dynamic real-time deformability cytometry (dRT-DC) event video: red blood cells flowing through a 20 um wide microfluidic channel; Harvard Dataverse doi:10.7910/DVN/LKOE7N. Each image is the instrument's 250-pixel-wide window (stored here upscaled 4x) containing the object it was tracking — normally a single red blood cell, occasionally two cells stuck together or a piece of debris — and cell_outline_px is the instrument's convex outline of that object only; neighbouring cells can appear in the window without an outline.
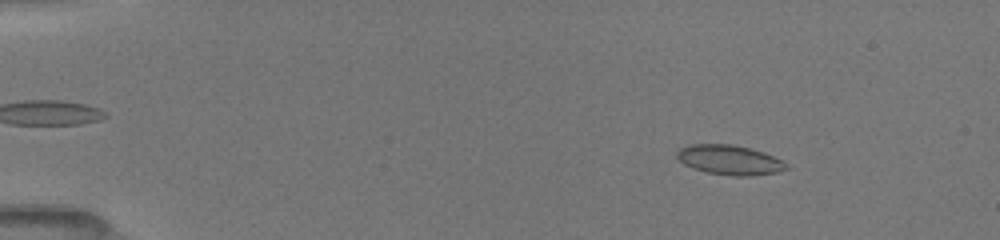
{"species": "common noctule bat (a hibernating species)", "species_latin": "Nyctalus noctula", "temperature_condition": "room temperature", "stored_images_in_passage": 65, "camera_frame_rate_fps": 3000, "um_per_image_px": 0.085, "animal": {"sex": "female", "body_mass_g": 19.5, "forearm_length_mm": 54.1}, "frame": {"image": 1, "passage_image": 12, "time_ms": 2.333, "image_size_px": [1000, 240], "cell_outline_px": [[788, 168], [776, 172], [752, 176], [732, 176], [708, 172], [692, 168], [684, 164], [676, 156], [676, 152], [680, 148], [688, 144], [732, 144], [764, 152], [788, 164]], "centroid_in_image_um": [61.98, 13.59], "position_along_channel_um": 23.0, "area_um2": 18.84}}
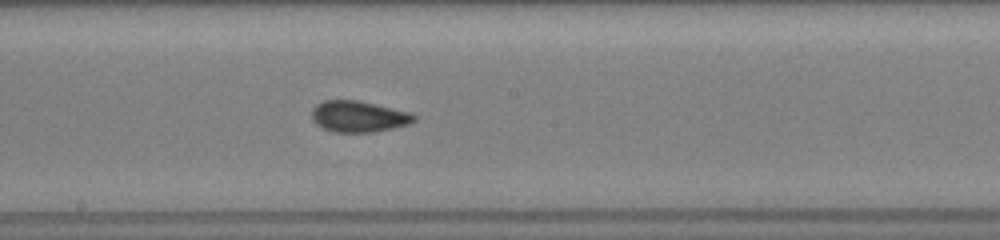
{"frame": {"image": 2, "passage_image": 44, "time_ms": 9.667, "image_size_px": [1000, 240], "cell_outline_px": [[416, 120], [408, 124], [392, 128], [372, 132], [332, 132], [316, 124], [312, 120], [312, 108], [316, 104], [324, 100], [360, 100], [408, 112], [416, 116]], "centroid_in_image_um": [30.44, 9.89], "position_along_channel_um": 217.8, "area_um2": 18.55}}
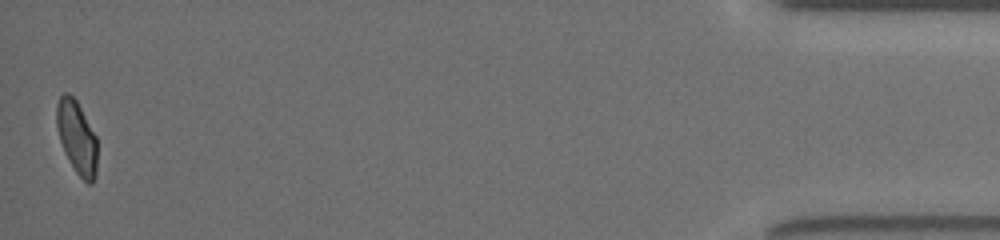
{"frame": {"image": 3, "passage_image": 65, "time_ms": 17.0, "image_size_px": [1000, 240], "cell_outline_px": [[96, 176], [92, 184], [88, 184], [76, 172], [64, 152], [60, 140], [56, 124], [56, 104], [60, 96], [64, 92], [68, 92], [76, 100], [96, 136]], "centroid_in_image_um": [6.51, 11.67], "position_along_channel_um": 428.7, "area_um2": 17.17}, "authors_computed_cell_mechanics": {"area_um2": 18.3804, "velocity_mm_per_s": 4.0024, "shape_relaxation_time_tau1_ms": 9.0438, "shape_relaxation_time_tau2_ms": 1.1709, "deformation_change_tau1": 0.1884, "deformation_change_tau2": 0.0606}}